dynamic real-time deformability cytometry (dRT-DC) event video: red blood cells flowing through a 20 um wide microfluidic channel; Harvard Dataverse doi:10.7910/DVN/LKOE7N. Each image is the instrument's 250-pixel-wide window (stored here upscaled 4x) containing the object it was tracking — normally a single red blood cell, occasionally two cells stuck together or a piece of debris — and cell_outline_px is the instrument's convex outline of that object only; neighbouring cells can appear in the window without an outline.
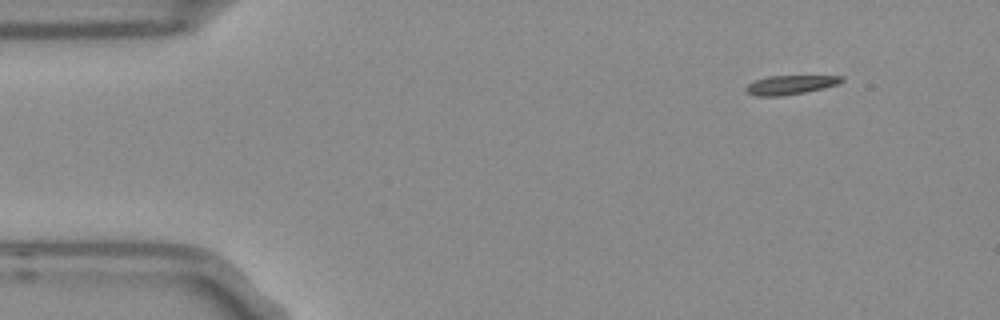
{"species": "Egyptian fruit bat (a non-hibernating species)", "species_latin": "Rousettus aegyptiacus", "temperature_condition": "room temperature", "stored_images_in_passage": 49, "camera_frame_rate_fps": 3000, "um_per_image_px": 0.085, "frame": {"image": 1, "passage_image": 1, "time_ms": 0.0, "image_size_px": [1000, 320], "cell_outline_px": [[844, 80], [840, 84], [804, 92], [780, 96], [756, 96], [748, 92], [744, 88], [748, 84], [756, 80], [768, 76], [844, 76]], "centroid_in_image_um": [67.19, 7.21], "position_along_channel_um": 17.8, "area_um2": 10.52}}
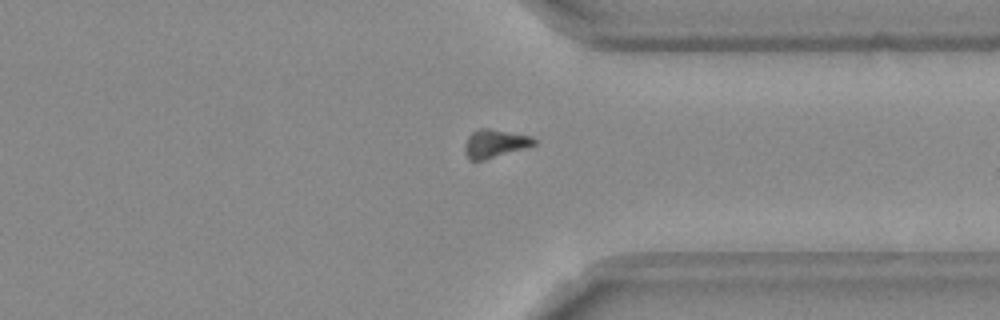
{"frame": {"image": 2, "passage_image": 36, "time_ms": 11.667, "image_size_px": [1000, 320], "cell_outline_px": [[536, 144], [524, 148], [484, 160], [468, 160], [464, 152], [464, 144], [468, 136], [472, 132], [480, 128], [488, 128], [532, 136], [536, 140]], "centroid_in_image_um": [42.03, 12.2], "position_along_channel_um": 369.4, "area_um2": 11.39}}
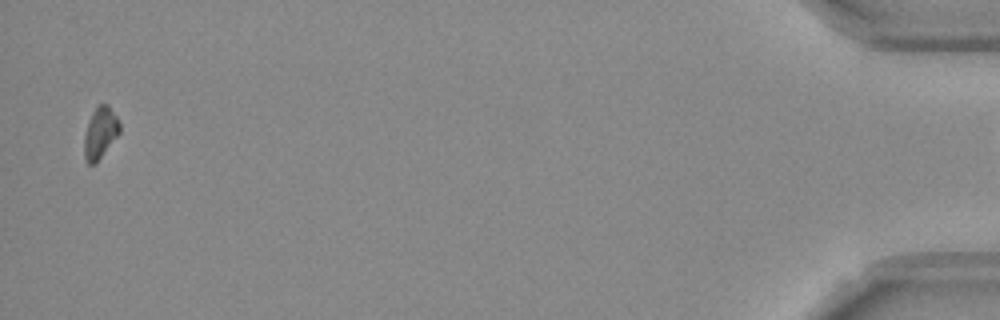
{"frame": {"image": 3, "passage_image": 48, "time_ms": 15.667, "image_size_px": [1000, 320], "cell_outline_px": [[120, 132], [96, 164], [88, 164], [84, 160], [84, 136], [92, 112], [96, 104], [108, 104], [116, 116], [120, 124]], "centroid_in_image_um": [8.51, 11.3], "position_along_channel_um": 426.7, "area_um2": 10.69}}